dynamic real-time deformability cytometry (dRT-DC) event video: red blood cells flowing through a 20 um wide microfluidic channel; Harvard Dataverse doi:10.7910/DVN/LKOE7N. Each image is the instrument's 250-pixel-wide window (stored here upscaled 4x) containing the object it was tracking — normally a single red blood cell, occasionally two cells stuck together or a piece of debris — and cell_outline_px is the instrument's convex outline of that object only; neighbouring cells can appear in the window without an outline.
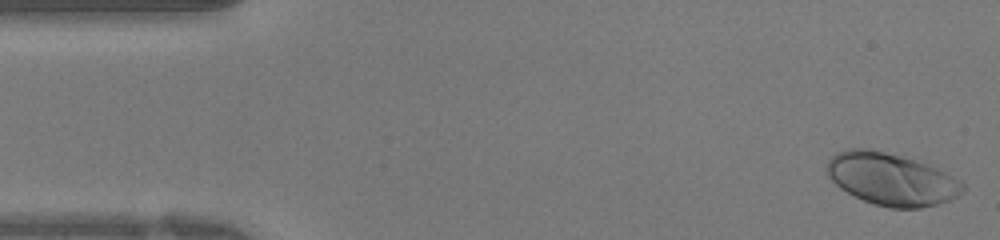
{"species": "human", "species_latin": "Homo sapiens", "temperature_condition": "warm", "stored_images_in_passage": 41, "camera_frame_rate_fps": 3000, "um_per_image_px": 0.085, "donor": {"sex": "female"}, "frame": {"image": 1, "passage_image": 1, "time_ms": 0.0, "image_size_px": [1000, 240], "cell_outline_px": [[964, 192], [948, 200], [936, 204], [920, 208], [892, 208], [876, 204], [864, 200], [840, 188], [828, 176], [824, 168], [828, 160], [836, 152], [848, 148], [872, 148], [900, 156], [936, 168], [960, 180], [964, 184]], "centroid_in_image_um": [75.72, 15.21], "position_along_channel_um": 9.3, "area_um2": 41.04}}
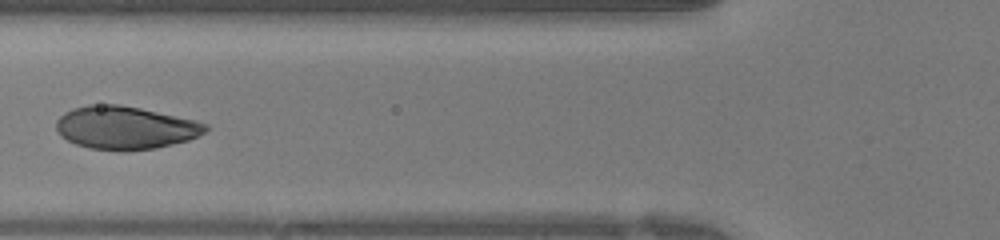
{"frame": {"image": 2, "passage_image": 15, "time_ms": 4.667, "image_size_px": [1000, 240], "cell_outline_px": [[208, 128], [204, 132], [188, 140], [156, 148], [124, 152], [88, 148], [76, 144], [60, 136], [56, 128], [56, 120], [64, 112], [72, 108], [88, 104], [120, 104], [140, 108], [196, 120], [208, 124]], "centroid_in_image_um": [10.61, 10.86], "position_along_channel_um": 115.2, "area_um2": 37.74}}
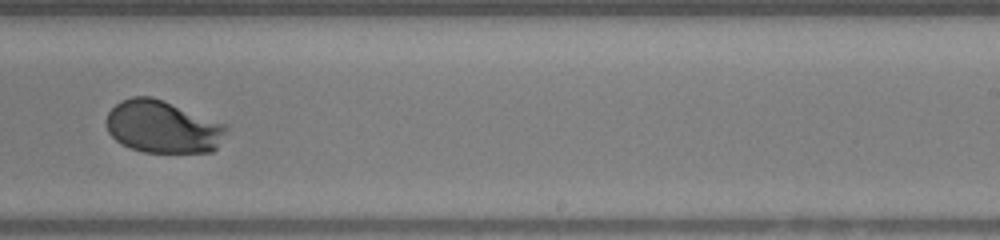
{"frame": {"image": 3, "passage_image": 25, "time_ms": 8.0, "image_size_px": [1000, 240], "cell_outline_px": [[228, 128], [216, 148], [212, 152], [144, 152], [120, 144], [108, 132], [104, 124], [104, 120], [108, 112], [120, 100], [132, 96], [152, 96], [164, 100], [224, 124]], "centroid_in_image_um": [13.76, 10.77], "position_along_channel_um": 275.2, "area_um2": 36.7}}